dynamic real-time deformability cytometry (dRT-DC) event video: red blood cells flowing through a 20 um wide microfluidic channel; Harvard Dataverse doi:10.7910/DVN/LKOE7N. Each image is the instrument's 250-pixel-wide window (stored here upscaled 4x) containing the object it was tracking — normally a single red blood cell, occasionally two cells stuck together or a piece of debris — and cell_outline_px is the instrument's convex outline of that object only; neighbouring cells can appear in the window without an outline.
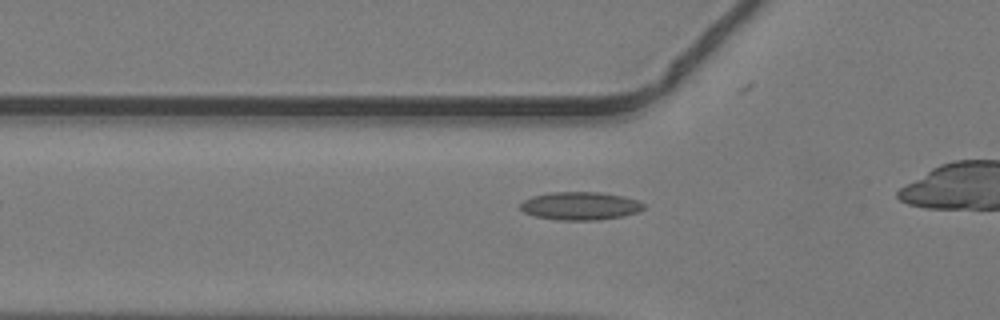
{"species": "common noctule bat (a hibernating species)", "species_latin": "Nyctalus noctula", "temperature_condition": "warm", "stored_images_in_passage": 13, "camera_frame_rate_fps": 3000, "um_per_image_px": 0.085, "animal": {"sex": "male", "body_mass_g": 19.2, "forearm_length_mm": 51.8}, "frame": {"image": 1, "passage_image": 2, "time_ms": 0.333, "image_size_px": [1000, 320], "cell_outline_px": [[644, 208], [640, 212], [624, 216], [600, 220], [556, 220], [536, 216], [524, 212], [520, 208], [520, 204], [524, 200], [532, 196], [548, 192], [600, 192], [620, 196], [636, 200], [644, 204]], "centroid_in_image_um": [49.31, 17.51], "position_along_channel_um": 76.5, "area_um2": 20.23}}
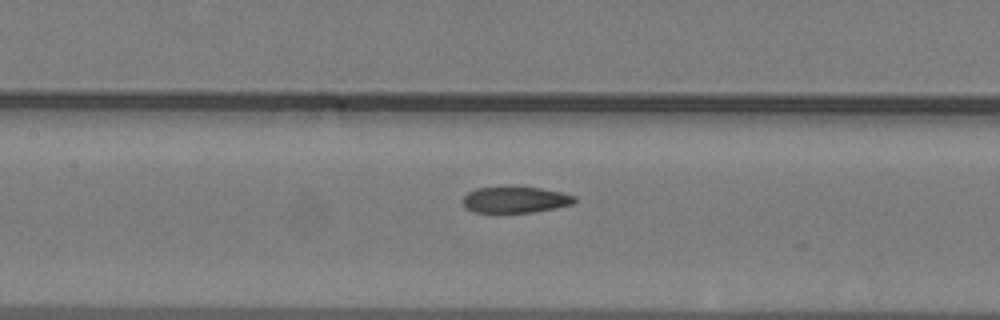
{"frame": {"image": 2, "passage_image": 8, "time_ms": 2.333, "image_size_px": [1000, 320], "cell_outline_px": [[576, 200], [572, 204], [532, 212], [472, 212], [464, 208], [464, 196], [468, 192], [476, 188], [540, 188], [560, 192], [576, 196]], "centroid_in_image_um": [43.78, 16.99], "position_along_channel_um": 163.6, "area_um2": 16.59}}
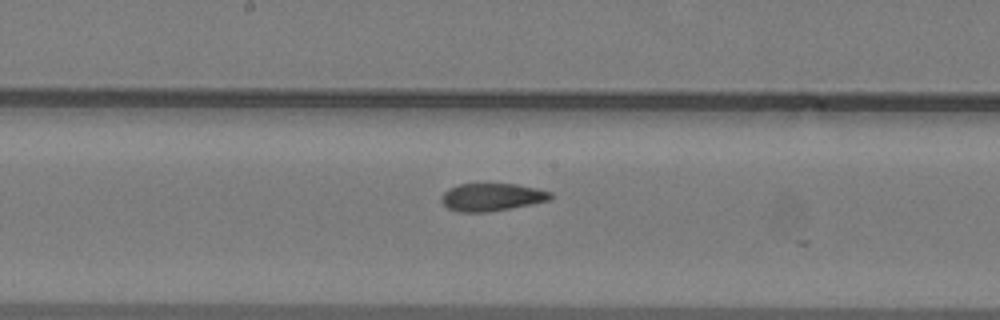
{"frame": {"image": 3, "passage_image": 11, "time_ms": 3.333, "image_size_px": [1000, 320], "cell_outline_px": [[552, 196], [548, 200], [512, 208], [488, 212], [460, 212], [448, 208], [440, 200], [440, 196], [448, 188], [460, 184], [516, 184], [536, 188], [552, 192]], "centroid_in_image_um": [41.77, 16.75], "position_along_channel_um": 206.4, "area_um2": 17.57}}